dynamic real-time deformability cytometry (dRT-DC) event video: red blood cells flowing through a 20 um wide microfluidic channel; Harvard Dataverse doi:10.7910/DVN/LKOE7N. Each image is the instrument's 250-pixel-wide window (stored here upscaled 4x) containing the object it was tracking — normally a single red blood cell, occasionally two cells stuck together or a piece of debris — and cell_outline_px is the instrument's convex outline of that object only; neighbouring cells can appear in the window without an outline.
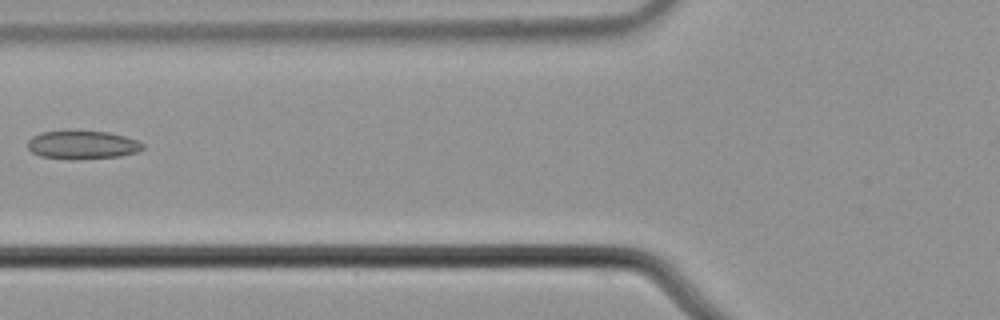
{"species": "common noctule bat (a hibernating species)", "species_latin": "Nyctalus noctula", "temperature_condition": "cold", "stored_images_in_passage": 5, "camera_frame_rate_fps": 3000, "um_per_image_px": 0.085, "animal": {"sex": "male", "body_mass_g": 21.5, "forearm_length_mm": 52.0}, "frame": {"image": 1, "passage_image": 4, "time_ms": 1.0, "image_size_px": [1000, 320], "cell_outline_px": [[144, 148], [136, 152], [120, 156], [76, 160], [68, 160], [40, 156], [32, 152], [28, 148], [28, 140], [32, 136], [40, 132], [64, 128], [76, 128], [108, 132], [124, 136], [136, 140], [144, 144]], "centroid_in_image_um": [6.94, 12.27], "position_along_channel_um": 118.9, "area_um2": 20.06}}
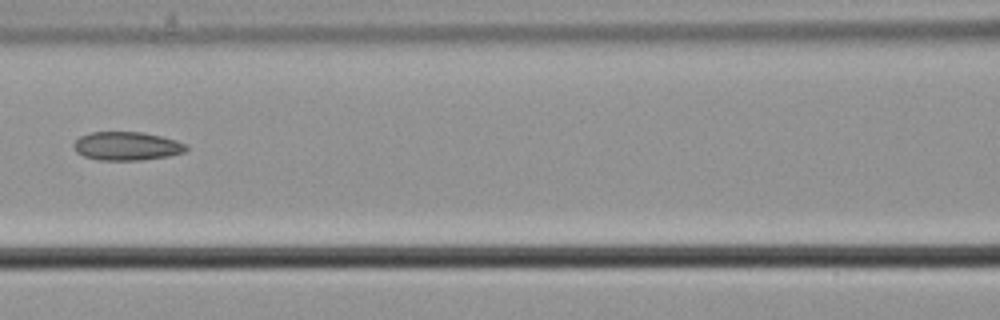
{"frame": {"image": 2, "passage_image": 5, "time_ms": 1.333, "image_size_px": [1000, 320], "cell_outline_px": [[188, 148], [184, 152], [168, 156], [140, 160], [100, 160], [84, 156], [76, 152], [72, 144], [80, 136], [92, 132], [144, 132], [176, 140], [188, 144]], "centroid_in_image_um": [10.78, 12.41], "position_along_channel_um": 155.8, "area_um2": 18.73}}